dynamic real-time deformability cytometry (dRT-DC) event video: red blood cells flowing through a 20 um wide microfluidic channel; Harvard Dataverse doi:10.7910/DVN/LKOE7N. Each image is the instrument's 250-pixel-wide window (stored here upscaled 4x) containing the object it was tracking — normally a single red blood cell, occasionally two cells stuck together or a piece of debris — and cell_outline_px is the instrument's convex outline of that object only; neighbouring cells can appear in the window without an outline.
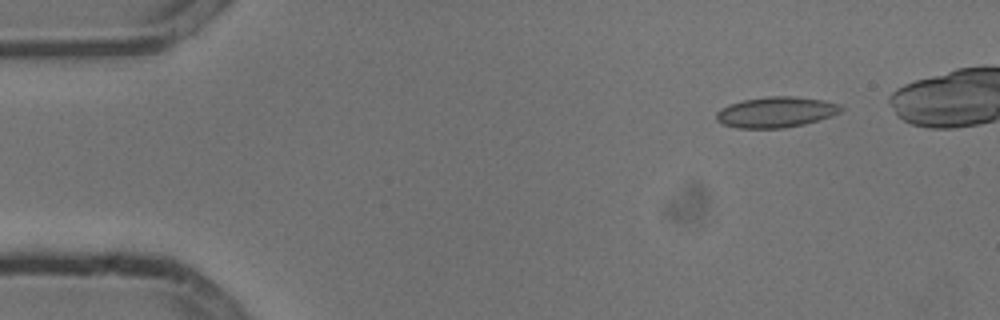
{"species": "common noctule bat (a hibernating species)", "species_latin": "Nyctalus noctula", "temperature_condition": "cold", "stored_images_in_passage": 5, "camera_frame_rate_fps": 3000, "um_per_image_px": 0.085, "animal": {"sex": "male", "body_mass_g": 13.3}, "frame": {"image": 1, "passage_image": 2, "time_ms": 0.333, "image_size_px": [1000, 320], "cell_outline_px": [[844, 108], [840, 112], [832, 116], [804, 124], [784, 128], [736, 128], [724, 124], [716, 120], [716, 112], [720, 108], [728, 104], [744, 100], [768, 96], [792, 96], [824, 100], [840, 104]], "centroid_in_image_um": [65.96, 9.53], "position_along_channel_um": 19.0, "area_um2": 22.37}}
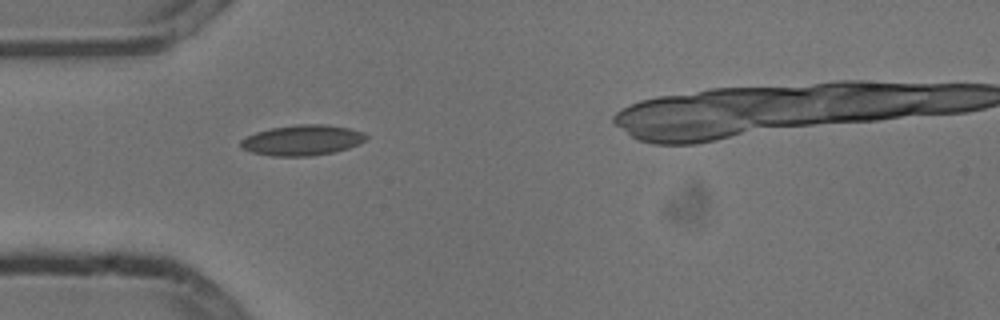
{"frame": {"image": 2, "passage_image": 4, "time_ms": 1.0, "image_size_px": [1000, 320], "cell_outline_px": [[368, 136], [360, 144], [348, 148], [332, 152], [312, 156], [272, 156], [252, 152], [240, 148], [240, 140], [256, 132], [272, 128], [296, 124], [328, 124], [348, 128], [364, 132]], "centroid_in_image_um": [25.7, 11.91], "position_along_channel_um": 59.3, "area_um2": 22.31}}